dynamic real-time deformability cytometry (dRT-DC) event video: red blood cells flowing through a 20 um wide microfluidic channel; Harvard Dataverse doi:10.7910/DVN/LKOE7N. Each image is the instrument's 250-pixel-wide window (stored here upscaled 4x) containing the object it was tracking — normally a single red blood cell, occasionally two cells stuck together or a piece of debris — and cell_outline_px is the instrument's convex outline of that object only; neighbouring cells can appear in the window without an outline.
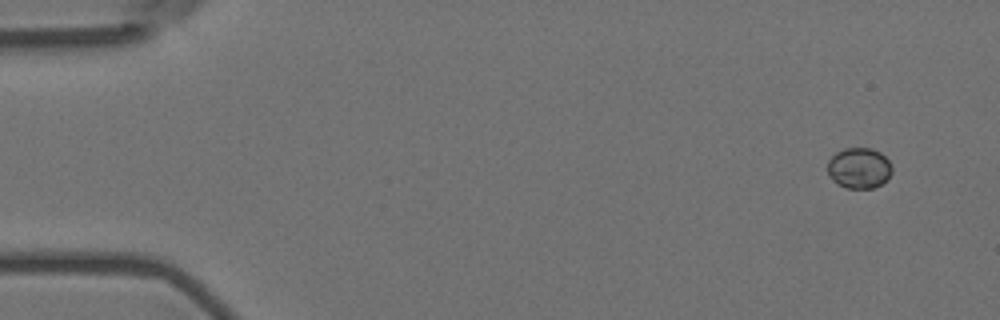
{"species": "Egyptian fruit bat (a non-hibernating species)", "species_latin": "Rousettus aegyptiacus", "temperature_condition": "room temperature", "stored_images_in_passage": 5, "camera_frame_rate_fps": 3000, "um_per_image_px": 0.085, "animal": {"sex": "female"}, "frame": {"image": 1, "passage_image": 1, "time_ms": 0.0, "image_size_px": [1000, 320], "cell_outline_px": [[892, 172], [888, 180], [872, 188], [848, 188], [836, 184], [828, 172], [828, 160], [836, 152], [844, 148], [872, 148], [880, 152], [888, 160], [892, 168]], "centroid_in_image_um": [73.03, 14.28], "position_along_channel_um": 12.0, "area_um2": 15.32}}
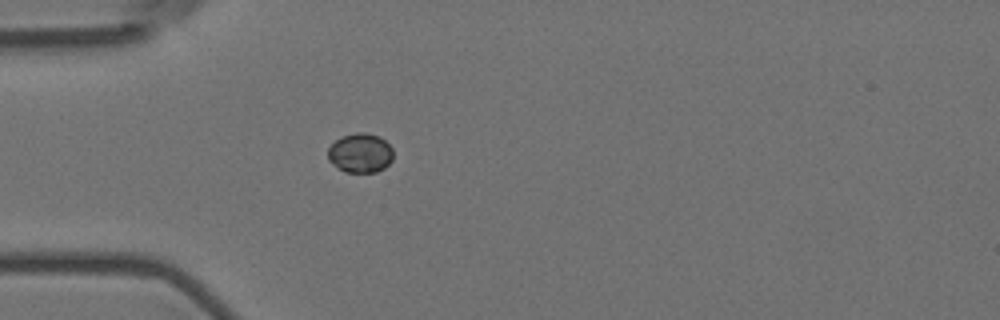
{"frame": {"image": 2, "passage_image": 5, "time_ms": 1.333, "image_size_px": [1000, 320], "cell_outline_px": [[392, 160], [384, 168], [376, 172], [344, 172], [328, 160], [328, 148], [340, 136], [356, 132], [364, 132], [380, 136], [392, 148]], "centroid_in_image_um": [30.62, 12.99], "position_along_channel_um": 54.4, "area_um2": 15.03}}